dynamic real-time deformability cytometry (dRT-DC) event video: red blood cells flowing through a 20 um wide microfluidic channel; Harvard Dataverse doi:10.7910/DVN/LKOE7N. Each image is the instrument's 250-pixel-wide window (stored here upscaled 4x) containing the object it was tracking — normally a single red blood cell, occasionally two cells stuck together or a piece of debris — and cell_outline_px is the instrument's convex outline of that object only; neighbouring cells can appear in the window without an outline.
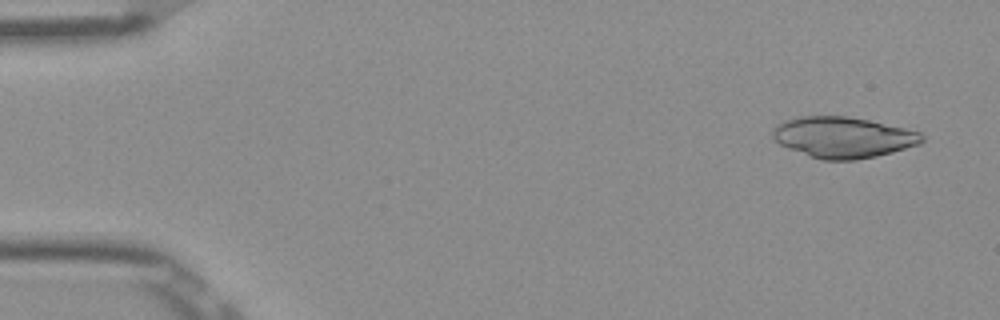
{"species": "Egyptian fruit bat (a non-hibernating species)", "species_latin": "Rousettus aegyptiacus", "temperature_condition": "room temperature", "stored_images_in_passage": 51, "camera_frame_rate_fps": 3000, "um_per_image_px": 0.085, "frame": {"image": 1, "passage_image": 3, "time_ms": 0.667, "image_size_px": [1000, 320], "cell_outline_px": [[924, 140], [920, 144], [892, 152], [876, 156], [856, 160], [824, 160], [808, 156], [788, 148], [772, 140], [772, 128], [776, 124], [784, 120], [800, 116], [848, 116], [868, 120], [904, 128], [920, 132], [924, 136]], "centroid_in_image_um": [71.62, 11.67], "position_along_channel_um": 13.4, "area_um2": 35.78}}